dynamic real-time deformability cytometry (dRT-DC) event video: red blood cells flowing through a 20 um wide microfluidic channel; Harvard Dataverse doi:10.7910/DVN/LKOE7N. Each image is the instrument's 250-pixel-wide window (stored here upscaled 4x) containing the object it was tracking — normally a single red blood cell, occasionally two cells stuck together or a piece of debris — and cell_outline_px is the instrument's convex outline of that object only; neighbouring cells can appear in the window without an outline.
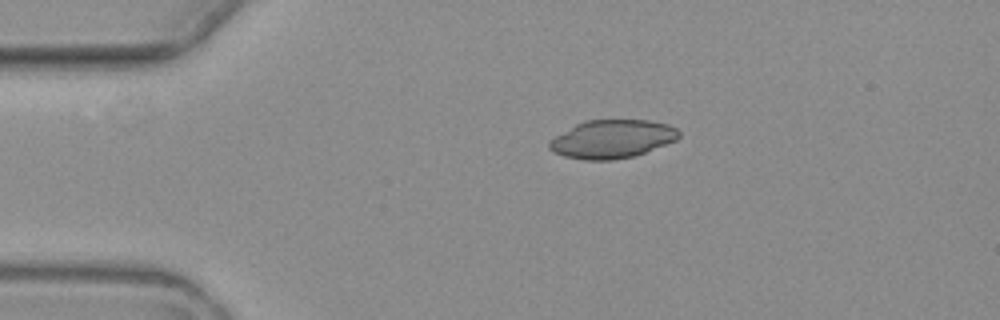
{"species": "common noctule bat (a hibernating species)", "species_latin": "Nyctalus noctula", "temperature_condition": "warm", "stored_images_in_passage": 2, "camera_frame_rate_fps": 3000, "um_per_image_px": 0.085, "animal": {"sex": "female", "body_mass_g": 19.3, "forearm_length_mm": 54.1}, "frame": {"image": 1, "passage_image": 1, "time_ms": 0.0, "image_size_px": [1000, 320], "cell_outline_px": [[680, 136], [676, 140], [644, 152], [632, 156], [612, 160], [584, 160], [564, 156], [552, 152], [548, 148], [548, 144], [556, 136], [576, 124], [588, 120], [648, 120], [668, 124], [676, 128], [680, 132]], "centroid_in_image_um": [52.03, 11.82], "position_along_channel_um": 33.0, "area_um2": 28.67}}